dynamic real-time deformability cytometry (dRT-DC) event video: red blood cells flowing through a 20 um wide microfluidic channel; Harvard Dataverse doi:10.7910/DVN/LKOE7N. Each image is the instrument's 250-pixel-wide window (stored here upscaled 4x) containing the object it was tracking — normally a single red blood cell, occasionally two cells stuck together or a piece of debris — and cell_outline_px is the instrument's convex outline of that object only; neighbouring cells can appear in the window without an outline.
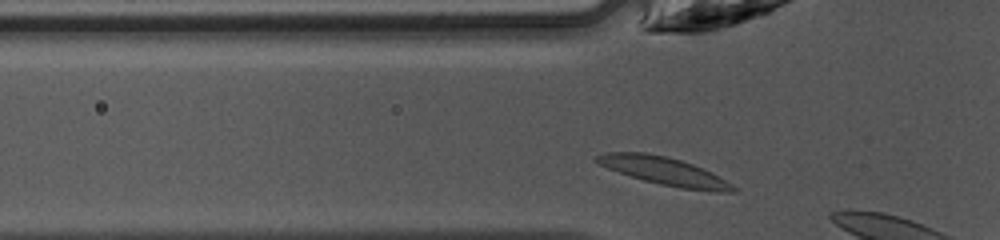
{"species": "common noctule bat (a hibernating species)", "species_latin": "Nyctalus noctula", "temperature_condition": "warm", "stored_images_in_passage": 4, "camera_frame_rate_fps": 3000, "um_per_image_px": 0.085, "animal": {"sex": "female", "body_mass_g": 10.0, "forearm_length_mm": 53.1}, "frame": {"image": 1, "passage_image": 2, "time_ms": 0.333, "image_size_px": [1000, 240], "cell_outline_px": [[740, 188], [736, 192], [720, 192], [680, 188], [660, 184], [644, 180], [608, 168], [592, 160], [596, 156], [604, 152], [644, 152], [668, 156], [692, 164], [712, 172]], "centroid_in_image_um": [56.51, 14.54], "position_along_channel_um": 69.3, "area_um2": 22.2}}